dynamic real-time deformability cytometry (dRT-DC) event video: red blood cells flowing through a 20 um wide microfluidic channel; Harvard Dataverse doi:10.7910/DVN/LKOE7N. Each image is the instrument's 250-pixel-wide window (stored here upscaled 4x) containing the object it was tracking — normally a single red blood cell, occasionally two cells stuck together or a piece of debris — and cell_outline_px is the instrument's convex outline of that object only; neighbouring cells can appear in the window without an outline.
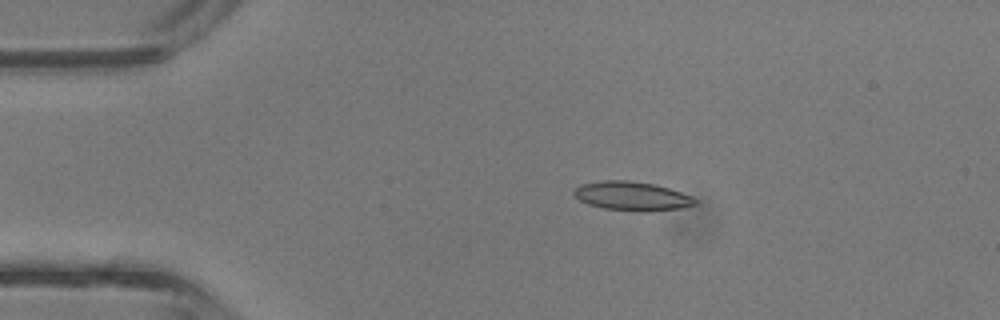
{"species": "common noctule bat (a hibernating species)", "species_latin": "Nyctalus noctula", "temperature_condition": "room temperature", "stored_images_in_passage": 3, "camera_frame_rate_fps": 3000, "um_per_image_px": 0.085, "animal": {"sex": "male", "body_mass_g": 13.3}, "frame": {"image": 1, "passage_image": 2, "time_ms": 0.333, "image_size_px": [1000, 320], "cell_outline_px": [[696, 204], [680, 208], [648, 212], [640, 212], [604, 208], [588, 204], [580, 200], [572, 192], [580, 184], [600, 180], [628, 180], [656, 184], [692, 196], [696, 200]], "centroid_in_image_um": [53.71, 16.66], "position_along_channel_um": 31.3, "area_um2": 20.52}}